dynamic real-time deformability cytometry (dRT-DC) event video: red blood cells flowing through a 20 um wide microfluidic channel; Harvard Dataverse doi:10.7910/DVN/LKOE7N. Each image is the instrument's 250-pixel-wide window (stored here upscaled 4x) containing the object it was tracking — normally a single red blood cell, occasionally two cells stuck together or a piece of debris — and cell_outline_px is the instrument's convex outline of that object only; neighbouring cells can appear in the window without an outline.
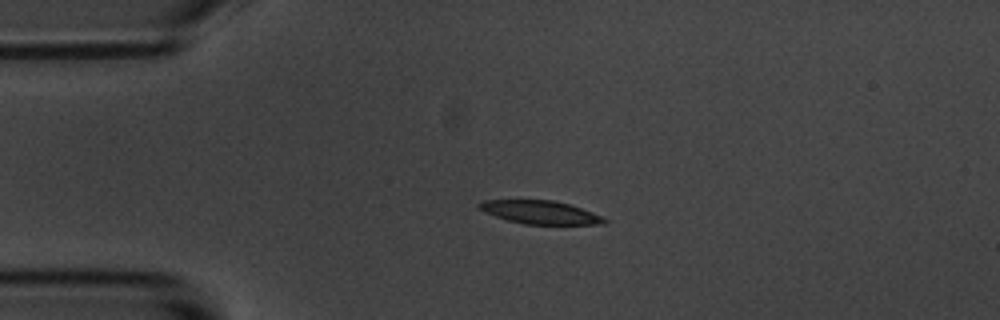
{"species": "common noctule bat (a hibernating species)", "species_latin": "Nyctalus noctula", "temperature_condition": "room temperature", "stored_images_in_passage": 4, "camera_frame_rate_fps": 3000, "um_per_image_px": 0.085, "animal": {"sex": "male", "body_mass_g": 20.1, "forearm_length_mm": 53.5}, "frame": {"image": 1, "passage_image": 3, "time_ms": 2.667, "image_size_px": [1000, 320], "cell_outline_px": [[608, 220], [604, 224], [524, 224], [508, 220], [484, 212], [476, 204], [484, 200], [556, 200], [604, 216]], "centroid_in_image_um": [45.94, 18.04], "position_along_channel_um": 39.1, "area_um2": 16.88}}